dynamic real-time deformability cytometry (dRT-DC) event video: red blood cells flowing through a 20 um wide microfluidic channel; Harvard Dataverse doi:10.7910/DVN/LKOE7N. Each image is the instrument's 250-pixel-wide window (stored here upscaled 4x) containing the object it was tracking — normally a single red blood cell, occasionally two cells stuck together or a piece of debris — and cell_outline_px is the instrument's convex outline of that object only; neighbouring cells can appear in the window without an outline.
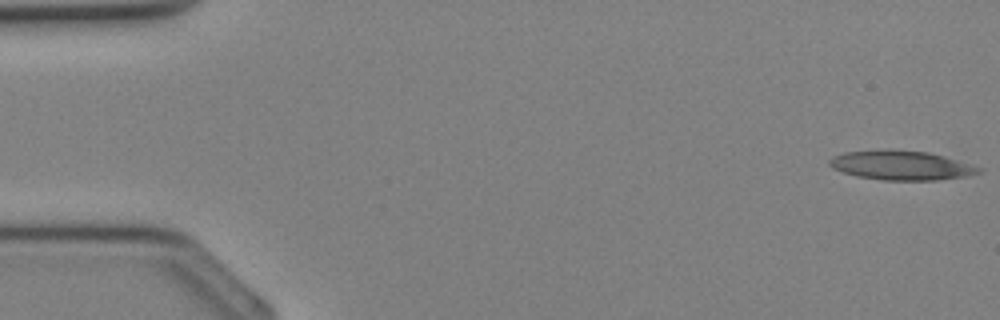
{"species": "Egyptian fruit bat (a non-hibernating species)", "species_latin": "Rousettus aegyptiacus", "temperature_condition": "cold", "stored_images_in_passage": 35, "camera_frame_rate_fps": 3000, "um_per_image_px": 0.085, "animal": {"sex": "female"}, "frame": {"image": 1, "passage_image": 1, "time_ms": 0.0, "image_size_px": [1000, 320], "cell_outline_px": [[984, 168], [980, 172], [968, 176], [936, 180], [884, 180], [856, 176], [832, 168], [828, 164], [828, 160], [844, 152], [880, 148], [896, 148], [928, 152], [944, 156]], "centroid_in_image_um": [76.6, 14.03], "position_along_channel_um": 8.4, "area_um2": 25.95}}
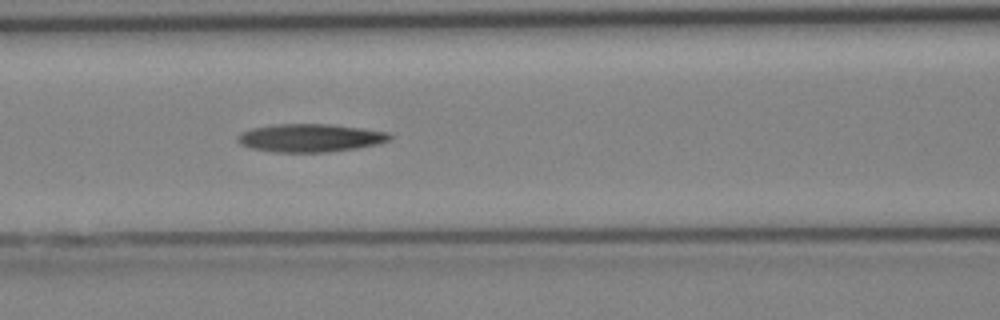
{"frame": {"image": 2, "passage_image": 15, "time_ms": 4.667, "image_size_px": [1000, 320], "cell_outline_px": [[392, 136], [388, 140], [380, 144], [356, 148], [324, 152], [276, 152], [252, 148], [240, 144], [236, 140], [236, 136], [252, 128], [276, 124], [332, 124], [364, 128], [388, 132]], "centroid_in_image_um": [26.39, 11.71], "position_along_channel_um": 140.2, "area_um2": 24.85}}
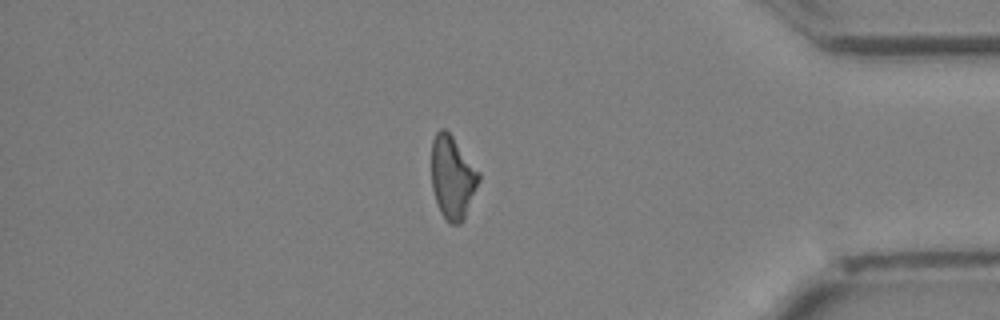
{"frame": {"image": 3, "passage_image": 30, "time_ms": 9.667, "image_size_px": [1000, 320], "cell_outline_px": [[480, 180], [464, 220], [460, 224], [452, 224], [440, 212], [432, 188], [432, 140], [436, 132], [440, 128], [444, 128], [452, 136], [480, 172]], "centroid_in_image_um": [38.47, 15.07], "position_along_channel_um": 396.7, "area_um2": 22.77}}